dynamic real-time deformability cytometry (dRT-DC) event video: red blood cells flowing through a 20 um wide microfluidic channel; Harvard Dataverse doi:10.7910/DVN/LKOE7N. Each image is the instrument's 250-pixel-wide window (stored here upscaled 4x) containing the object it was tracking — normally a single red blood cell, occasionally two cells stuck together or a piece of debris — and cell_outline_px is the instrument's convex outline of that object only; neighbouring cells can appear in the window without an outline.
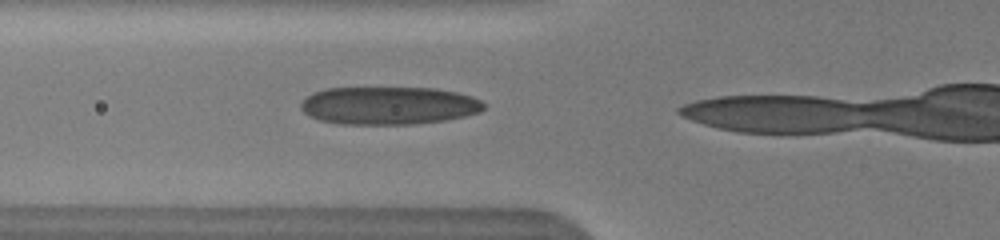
{"species": "human", "species_latin": "Homo sapiens", "temperature_condition": "warm", "stored_images_in_passage": 5, "camera_frame_rate_fps": 3000, "um_per_image_px": 0.085, "donor": {"sex": "male"}, "frame": {"image": 1, "passage_image": 2, "time_ms": 0.667, "image_size_px": [1000, 240], "cell_outline_px": [[484, 108], [480, 112], [464, 116], [444, 120], [412, 124], [340, 124], [320, 120], [308, 116], [300, 108], [300, 104], [312, 92], [324, 88], [436, 88], [456, 92], [472, 96], [480, 100], [484, 104]], "centroid_in_image_um": [33.01, 8.97], "position_along_channel_um": 92.8, "area_um2": 40.46}}